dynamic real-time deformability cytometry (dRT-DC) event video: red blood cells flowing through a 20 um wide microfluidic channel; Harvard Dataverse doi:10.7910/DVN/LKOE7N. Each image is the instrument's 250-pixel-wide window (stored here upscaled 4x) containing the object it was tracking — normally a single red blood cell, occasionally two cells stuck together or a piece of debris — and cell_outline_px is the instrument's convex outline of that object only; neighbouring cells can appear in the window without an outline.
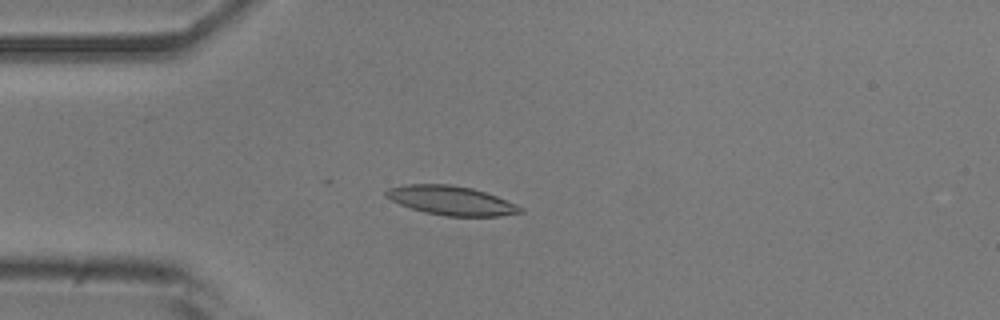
{"species": "common noctule bat (a hibernating species)", "species_latin": "Nyctalus noctula", "temperature_condition": "room temperature", "stored_images_in_passage": 42, "camera_frame_rate_fps": 3000, "um_per_image_px": 0.085, "animal": {"sex": "male", "body_mass_g": 20.5, "forearm_length_mm": 52.5}, "frame": {"image": 1, "passage_image": 13, "time_ms": 4.0, "image_size_px": [1000, 320], "cell_outline_px": [[524, 212], [500, 216], [444, 216], [424, 212], [400, 204], [384, 196], [384, 192], [388, 188], [404, 184], [448, 184], [472, 188], [496, 196], [516, 204], [524, 208]], "centroid_in_image_um": [38.34, 17.04], "position_along_channel_um": 46.7, "area_um2": 22.77}}
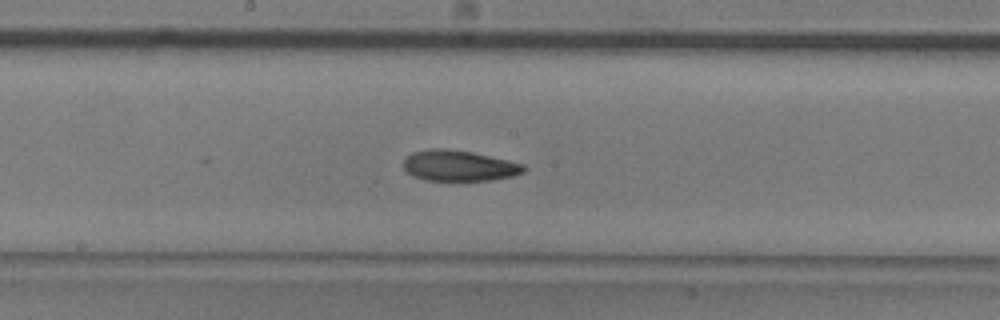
{"frame": {"image": 2, "passage_image": 27, "time_ms": 8.667, "image_size_px": [1000, 320], "cell_outline_px": [[528, 168], [524, 172], [512, 176], [492, 180], [428, 180], [412, 176], [404, 168], [404, 160], [412, 152], [428, 148], [440, 148], [472, 152], [524, 164]], "centroid_in_image_um": [39.02, 14.08], "position_along_channel_um": 209.2, "area_um2": 21.44}}
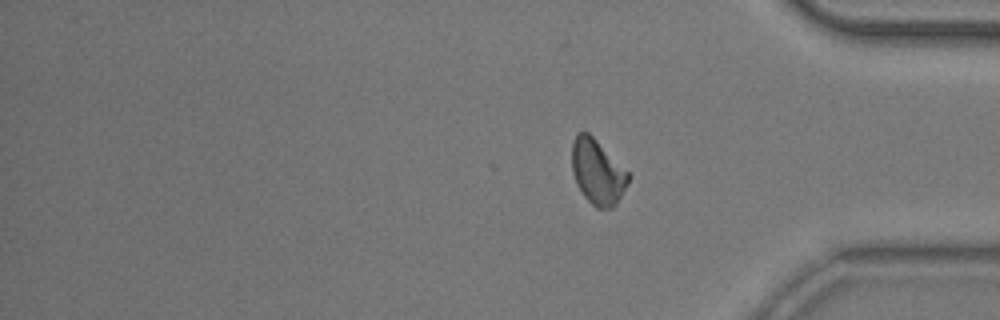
{"frame": {"image": 3, "passage_image": 42, "time_ms": 13.667, "image_size_px": [1000, 320], "cell_outline_px": [[632, 176], [628, 184], [616, 204], [612, 208], [596, 208], [584, 196], [576, 184], [572, 172], [572, 144], [576, 132], [588, 132]], "centroid_in_image_um": [50.78, 14.63], "position_along_channel_um": 384.4, "area_um2": 21.27}, "authors_computed_cell_mechanics": {"area_um2": 21.9062, "velocity_mm_per_s": 3.771, "shape_relaxation_time_tau1_ms": null, "shape_relaxation_time_tau2_ms": 5.9943, "deformation_change_tau1": null, "deformation_change_tau2": 0.121}}